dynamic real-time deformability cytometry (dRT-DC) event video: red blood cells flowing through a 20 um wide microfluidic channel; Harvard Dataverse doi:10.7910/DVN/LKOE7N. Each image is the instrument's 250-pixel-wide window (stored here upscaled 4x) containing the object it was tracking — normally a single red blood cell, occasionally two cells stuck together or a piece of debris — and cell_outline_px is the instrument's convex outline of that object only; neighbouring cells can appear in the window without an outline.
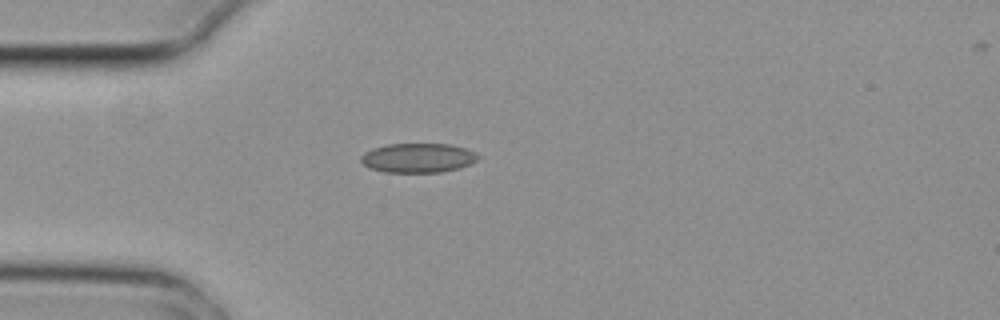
{"species": "common noctule bat (a hibernating species)", "species_latin": "Nyctalus noctula", "temperature_condition": "cold", "stored_images_in_passage": 1, "camera_frame_rate_fps": 3000, "um_per_image_px": 0.085, "animal": {"sex": "female", "body_mass_g": 29.2, "forearm_length_mm": 56.3}, "frame": {"image": 1, "passage_image": 1, "time_ms": 0.0, "image_size_px": [1000, 320], "cell_outline_px": [[480, 156], [472, 164], [460, 168], [440, 172], [384, 172], [368, 168], [360, 160], [360, 156], [364, 152], [372, 148], [388, 144], [448, 144], [464, 148], [476, 152]], "centroid_in_image_um": [35.52, 13.42], "position_along_channel_um": 49.5, "area_um2": 20.17}}